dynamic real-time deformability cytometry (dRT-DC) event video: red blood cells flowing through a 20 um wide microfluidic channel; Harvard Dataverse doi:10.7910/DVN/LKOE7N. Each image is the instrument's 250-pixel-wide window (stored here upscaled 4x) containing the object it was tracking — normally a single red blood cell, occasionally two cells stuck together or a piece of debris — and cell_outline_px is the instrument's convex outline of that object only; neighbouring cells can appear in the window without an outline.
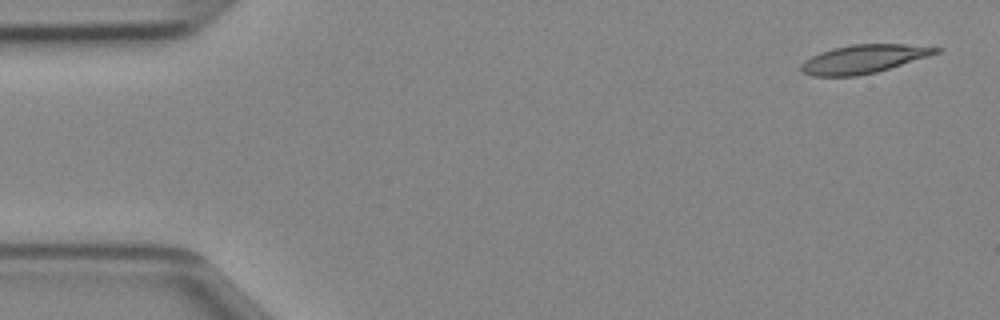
{"species": "Egyptian fruit bat (a non-hibernating species)", "species_latin": "Rousettus aegyptiacus", "temperature_condition": "cold", "stored_images_in_passage": 8, "camera_frame_rate_fps": 3000, "um_per_image_px": 0.085, "animal": {"sex": "female"}, "frame": {"image": 1, "passage_image": 1, "time_ms": 0.0, "image_size_px": [1000, 320], "cell_outline_px": [[944, 48], [940, 52], [928, 56], [876, 72], [856, 76], [812, 76], [804, 72], [800, 68], [800, 64], [804, 60], [820, 52], [832, 48], [852, 44], [904, 44]], "centroid_in_image_um": [73.39, 5.01], "position_along_channel_um": 11.6, "area_um2": 22.25}}